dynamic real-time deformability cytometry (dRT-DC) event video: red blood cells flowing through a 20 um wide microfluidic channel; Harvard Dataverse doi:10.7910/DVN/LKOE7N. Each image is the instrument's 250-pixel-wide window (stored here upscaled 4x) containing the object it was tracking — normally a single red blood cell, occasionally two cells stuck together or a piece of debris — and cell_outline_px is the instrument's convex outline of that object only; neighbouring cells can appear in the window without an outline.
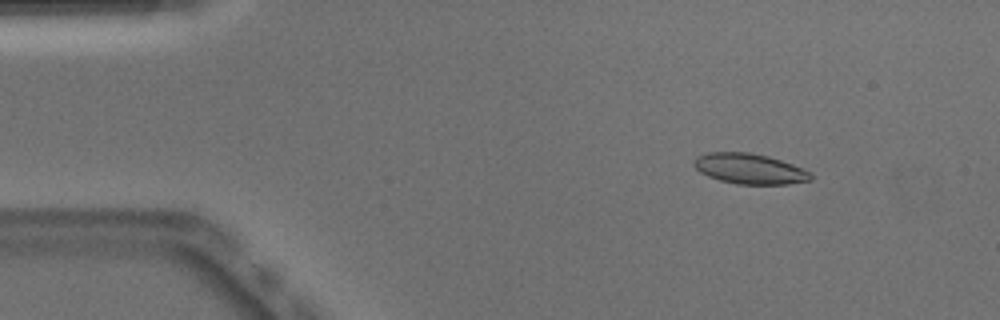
{"species": "Egyptian fruit bat (a non-hibernating species)", "species_latin": "Rousettus aegyptiacus", "temperature_condition": "warm", "stored_images_in_passage": 47, "camera_frame_rate_fps": 3000, "um_per_image_px": 0.085, "animal": {"sex": "male"}, "frame": {"image": 1, "passage_image": 3, "time_ms": 0.667, "image_size_px": [1000, 320], "cell_outline_px": [[812, 180], [788, 184], [736, 184], [720, 180], [708, 176], [700, 172], [692, 164], [692, 160], [696, 156], [708, 152], [752, 152], [768, 156], [792, 164], [812, 172]], "centroid_in_image_um": [63.7, 14.34], "position_along_channel_um": 21.3, "area_um2": 20.87}}
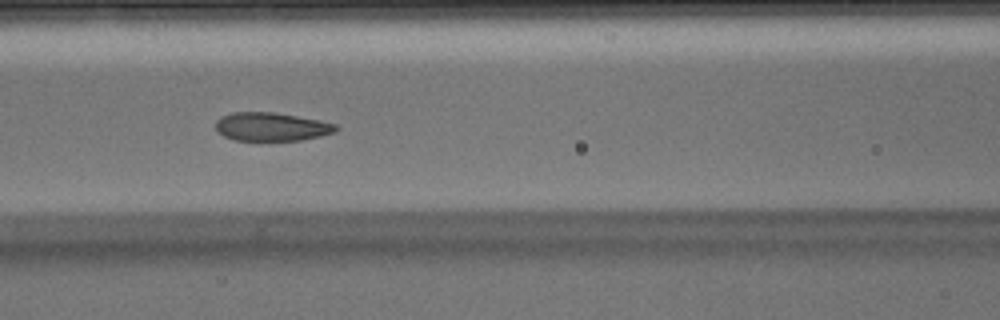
{"frame": {"image": 2, "passage_image": 18, "time_ms": 5.667, "image_size_px": [1000, 320], "cell_outline_px": [[340, 128], [336, 132], [320, 136], [300, 140], [236, 140], [224, 136], [216, 128], [216, 120], [220, 116], [232, 112], [276, 112], [320, 120], [336, 124]], "centroid_in_image_um": [23.1, 10.76], "position_along_channel_um": 143.5, "area_um2": 20.0}}
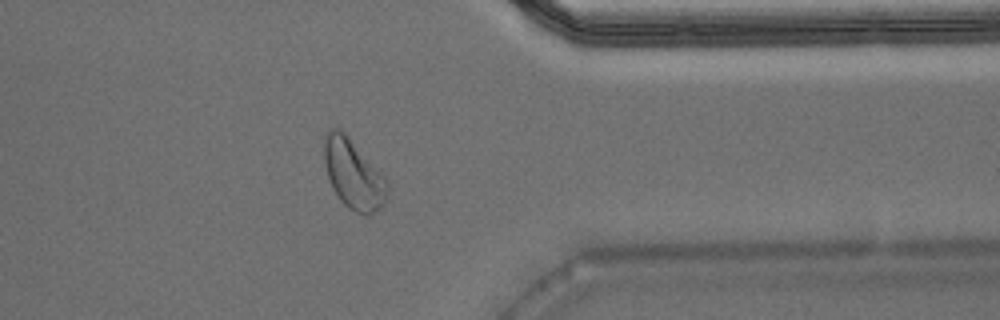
{"frame": {"image": 3, "passage_image": 37, "time_ms": 12.0, "image_size_px": [1000, 320], "cell_outline_px": [[388, 192], [384, 204], [380, 208], [368, 216], [356, 212], [348, 208], [340, 200], [332, 188], [324, 164], [324, 140], [328, 128], [340, 128], [344, 132], [388, 180]], "centroid_in_image_um": [30.03, 14.82], "position_along_channel_um": 381.4, "area_um2": 25.61}, "authors_computed_cell_mechanics": {"area_um2": 21.097, "velocity_mm_per_s": 3.9355, "shape_relaxation_time_tau1_ms": 4.8412, "shape_relaxation_time_tau2_ms": 1.1705, "deformation_change_tau1": 0.1348, "deformation_change_tau2": 0.0696}}